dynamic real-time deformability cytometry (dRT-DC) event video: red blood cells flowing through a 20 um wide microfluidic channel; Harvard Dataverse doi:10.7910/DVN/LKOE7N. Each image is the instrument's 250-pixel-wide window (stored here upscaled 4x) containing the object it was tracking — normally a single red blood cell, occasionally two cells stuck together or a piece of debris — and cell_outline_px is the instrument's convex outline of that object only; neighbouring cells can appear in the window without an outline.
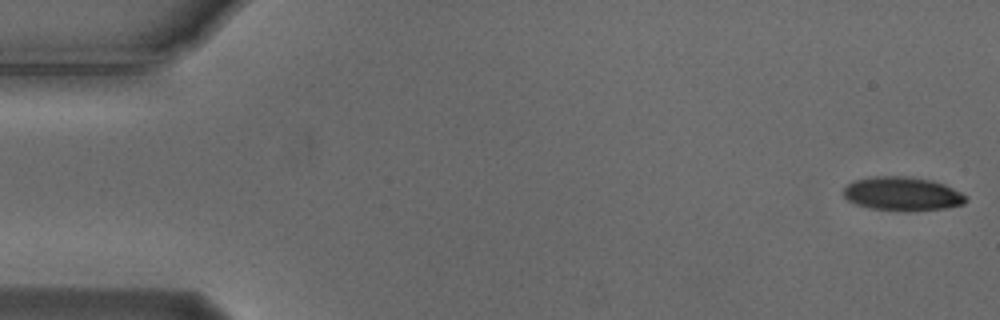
{"species": "Egyptian fruit bat (a non-hibernating species)", "species_latin": "Rousettus aegyptiacus", "temperature_condition": "cold", "stored_images_in_passage": 55, "camera_frame_rate_fps": 3000, "um_per_image_px": 0.085, "animal": {"sex": "male"}, "frame": {"image": 1, "passage_image": 1, "time_ms": 0.0, "image_size_px": [1000, 320], "cell_outline_px": [[968, 200], [964, 204], [948, 208], [908, 212], [872, 208], [856, 204], [848, 200], [844, 196], [844, 188], [852, 180], [872, 176], [912, 176], [932, 180], [944, 184], [968, 196]], "centroid_in_image_um": [76.73, 16.47], "position_along_channel_um": 8.3, "area_um2": 24.51}}
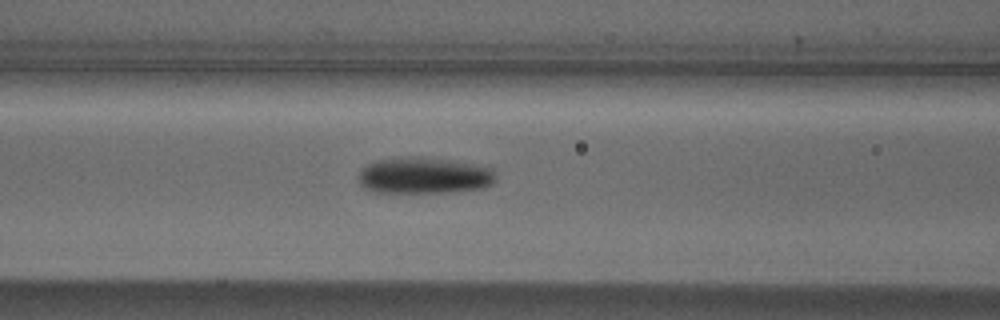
{"frame": {"image": 2, "passage_image": 22, "time_ms": 7.0, "image_size_px": [1000, 320], "cell_outline_px": [[496, 180], [492, 184], [484, 188], [452, 192], [376, 192], [364, 188], [360, 184], [360, 172], [368, 164], [376, 160], [408, 156], [420, 156], [476, 164], [492, 168], [496, 172]], "centroid_in_image_um": [36.1, 14.92], "position_along_channel_um": 130.5, "area_um2": 29.25}}
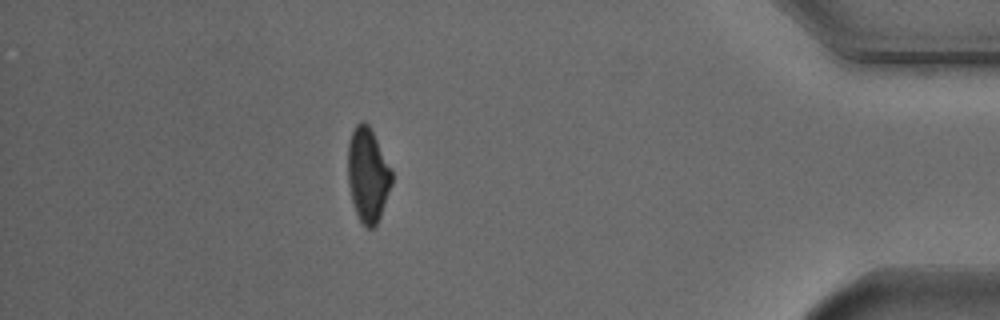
{"frame": {"image": 3, "passage_image": 48, "time_ms": 15.667, "image_size_px": [1000, 320], "cell_outline_px": [[392, 184], [380, 216], [376, 224], [372, 228], [364, 228], [356, 212], [352, 200], [348, 184], [348, 144], [352, 132], [356, 124], [360, 120], [364, 120], [368, 124], [392, 168]], "centroid_in_image_um": [31.27, 14.85], "position_along_channel_um": 403.9, "area_um2": 24.1}, "authors_computed_cell_mechanics": {"area_um2": 25.7788, "velocity_mm_per_s": 3.7159, "shape_relaxation_time_tau1_ms": 3.1621, "shape_relaxation_time_tau2_ms": null, "deformation_change_tau1": 0.1123, "deformation_change_tau2": null}}